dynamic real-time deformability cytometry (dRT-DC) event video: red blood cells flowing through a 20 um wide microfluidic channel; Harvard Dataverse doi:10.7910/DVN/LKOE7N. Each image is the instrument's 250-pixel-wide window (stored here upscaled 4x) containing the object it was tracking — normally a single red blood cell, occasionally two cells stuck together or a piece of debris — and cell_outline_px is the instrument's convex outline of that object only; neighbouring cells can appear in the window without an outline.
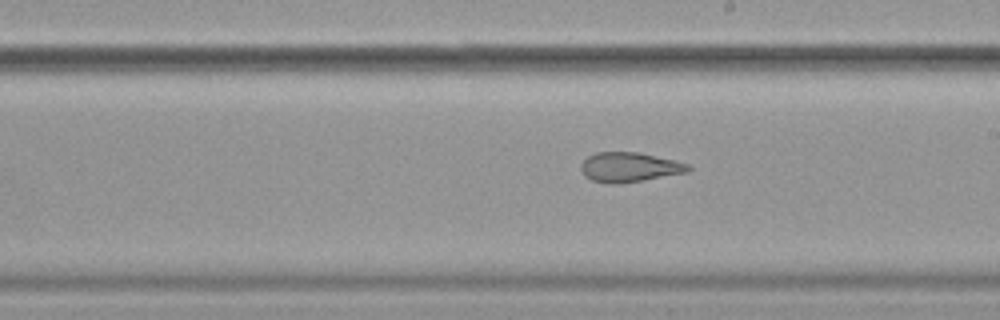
{"species": "common noctule bat (a hibernating species)", "species_latin": "Nyctalus noctula", "temperature_condition": "cold", "stored_images_in_passage": 25, "camera_frame_rate_fps": 3000, "um_per_image_px": 0.085, "animal": {"sex": "female", "body_mass_g": 19.9}, "frame": {"image": 1, "passage_image": 22, "time_ms": 7.0, "image_size_px": [1000, 320], "cell_outline_px": [[692, 168], [688, 172], [644, 180], [620, 184], [612, 184], [592, 180], [584, 176], [580, 168], [580, 164], [588, 156], [596, 152], [640, 152], [688, 164]], "centroid_in_image_um": [53.47, 14.21], "position_along_channel_um": 235.5, "area_um2": 18.55}}